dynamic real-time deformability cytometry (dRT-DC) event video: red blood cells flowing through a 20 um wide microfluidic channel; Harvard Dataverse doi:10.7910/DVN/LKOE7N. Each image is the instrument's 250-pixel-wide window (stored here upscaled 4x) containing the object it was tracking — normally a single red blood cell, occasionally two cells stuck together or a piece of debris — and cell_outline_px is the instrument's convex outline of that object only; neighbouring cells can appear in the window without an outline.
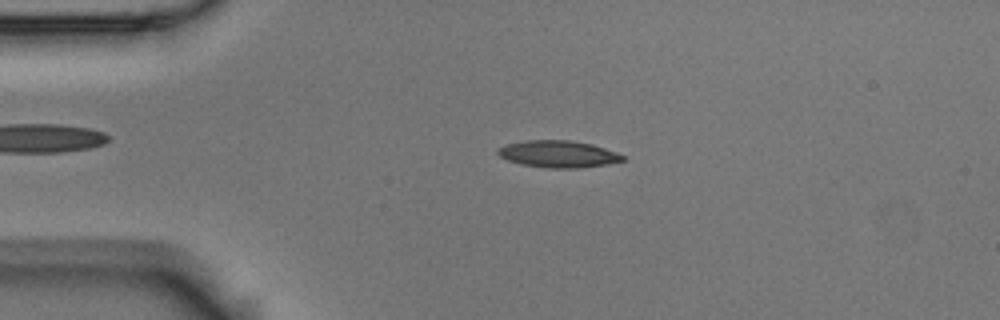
{"species": "Egyptian fruit bat (a non-hibernating species)", "species_latin": "Rousettus aegyptiacus", "temperature_condition": "room temperature", "stored_images_in_passage": 4, "camera_frame_rate_fps": 3000, "um_per_image_px": 0.085, "animal": {"sex": "male"}, "frame": {"image": 1, "passage_image": 3, "time_ms": 0.667, "image_size_px": [1000, 320], "cell_outline_px": [[624, 160], [608, 164], [576, 168], [548, 168], [524, 164], [508, 160], [500, 156], [496, 152], [500, 148], [508, 144], [524, 140], [568, 140], [592, 144], [616, 152], [624, 156]], "centroid_in_image_um": [47.46, 13.09], "position_along_channel_um": 37.5, "area_um2": 19.31}}